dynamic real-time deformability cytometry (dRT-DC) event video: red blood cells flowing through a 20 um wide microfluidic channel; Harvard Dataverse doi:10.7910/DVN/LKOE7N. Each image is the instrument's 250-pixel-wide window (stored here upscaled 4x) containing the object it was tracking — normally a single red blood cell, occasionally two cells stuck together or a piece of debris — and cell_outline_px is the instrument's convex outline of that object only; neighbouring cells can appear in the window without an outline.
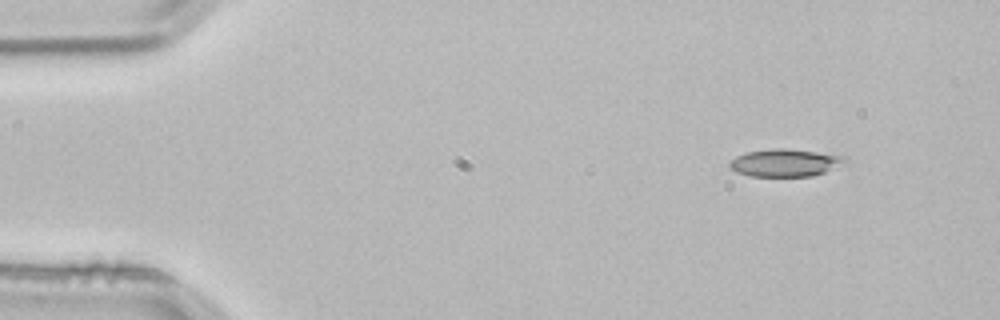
{"species": "common noctule bat (a hibernating species)", "species_latin": "Nyctalus noctula", "temperature_condition": "room temperature", "stored_images_in_passage": 3, "camera_frame_rate_fps": 3000, "um_per_image_px": 0.085, "animal": {"sex": "male", "body_mass_g": 21.5, "forearm_length_mm": 52.0}, "frame": {"image": 1, "passage_image": 1, "time_ms": 0.0, "image_size_px": [1000, 320], "cell_outline_px": [[848, 164], [812, 176], [748, 176], [736, 172], [728, 168], [728, 160], [744, 152], [772, 148], [784, 148], [848, 156]], "centroid_in_image_um": [66.73, 13.83], "position_along_channel_um": 18.3, "area_um2": 19.02}}
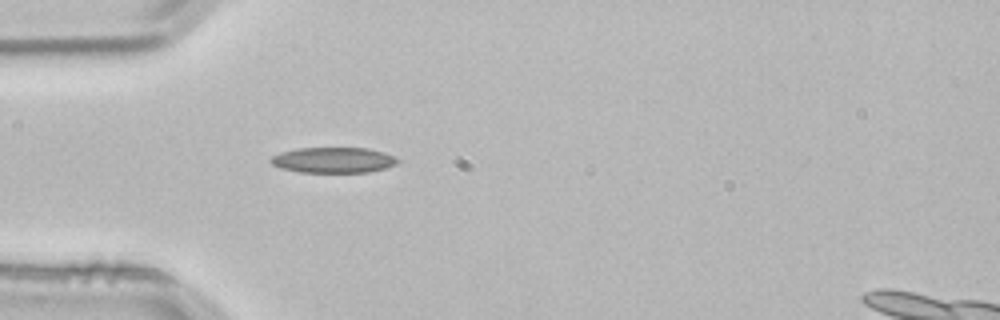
{"frame": {"image": 2, "passage_image": 3, "time_ms": 0.667, "image_size_px": [1000, 320], "cell_outline_px": [[400, 160], [396, 164], [384, 168], [368, 172], [300, 172], [280, 168], [272, 164], [268, 160], [272, 156], [280, 152], [296, 148], [368, 148], [384, 152], [396, 156]], "centroid_in_image_um": [28.33, 13.6], "position_along_channel_um": 56.7, "area_um2": 19.02}}